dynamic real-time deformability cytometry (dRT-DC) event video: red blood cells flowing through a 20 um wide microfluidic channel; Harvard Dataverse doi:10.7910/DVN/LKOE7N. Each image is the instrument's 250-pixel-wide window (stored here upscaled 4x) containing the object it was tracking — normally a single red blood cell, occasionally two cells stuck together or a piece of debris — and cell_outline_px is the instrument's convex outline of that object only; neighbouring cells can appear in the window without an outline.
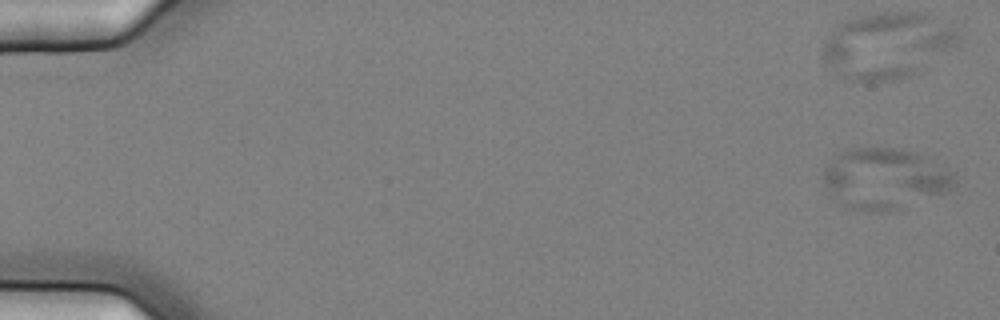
{"species": "common noctule bat (a hibernating species)", "species_latin": "Nyctalus noctula", "temperature_condition": "cold", "stored_images_in_passage": 5, "camera_frame_rate_fps": 3000, "um_per_image_px": 0.085, "animal": {"sex": "female", "body_mass_g": 25.1}, "frame": {"image": 1, "passage_image": 1, "time_ms": 0.0, "image_size_px": [1000, 320], "cell_outline_px": [[956, 180], [948, 192], [900, 208], [880, 212], [872, 212], [852, 208], [840, 204], [824, 192], [824, 168], [840, 152], [848, 148], [892, 148], [916, 152], [956, 172]], "centroid_in_image_um": [75.19, 15.19], "position_along_channel_um": 9.8, "area_um2": 46.76}}